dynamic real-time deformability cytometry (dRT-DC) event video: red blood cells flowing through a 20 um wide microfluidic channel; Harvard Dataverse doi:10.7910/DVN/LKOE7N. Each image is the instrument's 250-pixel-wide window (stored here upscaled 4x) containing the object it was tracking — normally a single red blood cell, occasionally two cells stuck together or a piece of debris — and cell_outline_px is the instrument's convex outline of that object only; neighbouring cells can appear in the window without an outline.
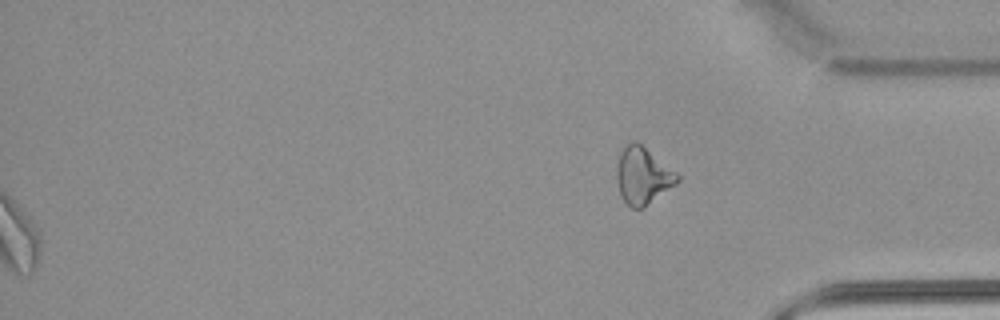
{"species": "common noctule bat (a hibernating species)", "species_latin": "Nyctalus noctula", "temperature_condition": "warm", "stored_images_in_passage": 55, "segment_of_instrument_passage": [2, 2], "camera_frame_rate_fps": 3000, "um_per_image_px": 0.085, "animal": {"sex": "male", "body_mass_g": 21.5, "forearm_length_mm": 52.0}, "frame": {"image": 1, "passage_image": 55, "time_ms": 18.0, "image_size_px": [1000, 320], "cell_outline_px": [[680, 180], [676, 184], [644, 208], [632, 208], [620, 196], [616, 180], [616, 164], [620, 152], [632, 140], [636, 140], [676, 172], [680, 176]], "centroid_in_image_um": [54.62, 14.94], "position_along_channel_um": 380.6, "area_um2": 20.17}}